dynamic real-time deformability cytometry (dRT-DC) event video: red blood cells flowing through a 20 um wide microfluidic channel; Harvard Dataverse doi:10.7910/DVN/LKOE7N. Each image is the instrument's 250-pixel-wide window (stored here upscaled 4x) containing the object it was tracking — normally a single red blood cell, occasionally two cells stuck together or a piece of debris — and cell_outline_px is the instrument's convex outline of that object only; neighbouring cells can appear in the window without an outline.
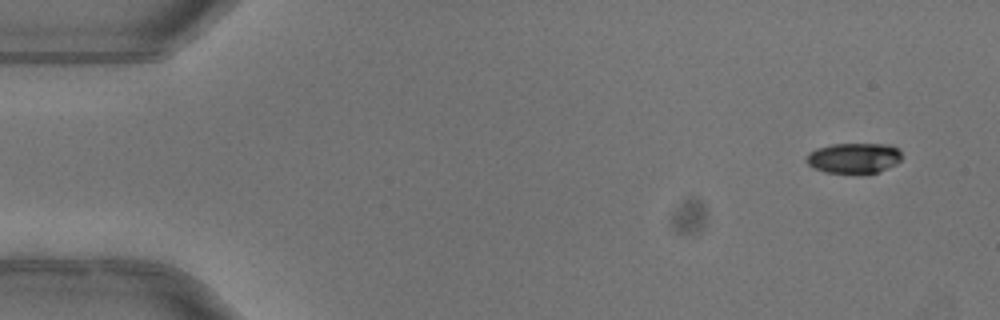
{"species": "common noctule bat (a hibernating species)", "species_latin": "Nyctalus noctula", "temperature_condition": "warm", "stored_images_in_passage": 5, "camera_frame_rate_fps": 3000, "um_per_image_px": 0.085, "animal": {"sex": "female"}, "frame": {"image": 1, "passage_image": 1, "time_ms": 0.0, "image_size_px": [1000, 320], "cell_outline_px": [[900, 160], [896, 164], [876, 172], [860, 176], [856, 176], [824, 172], [812, 168], [804, 160], [808, 152], [816, 148], [832, 144], [892, 144], [900, 152]], "centroid_in_image_um": [72.51, 13.47], "position_along_channel_um": 12.5, "area_um2": 17.57}}
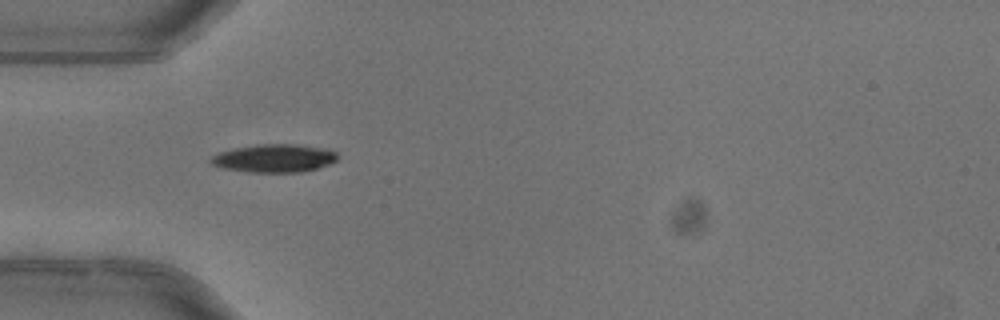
{"frame": {"image": 2, "passage_image": 4, "time_ms": 1.0, "image_size_px": [1000, 320], "cell_outline_px": [[340, 156], [336, 160], [328, 164], [316, 168], [300, 172], [248, 172], [224, 168], [212, 164], [208, 160], [212, 156], [220, 152], [232, 148], [260, 144], [296, 144], [320, 148], [336, 152]], "centroid_in_image_um": [23.28, 13.45], "position_along_channel_um": 61.7, "area_um2": 20.58}}